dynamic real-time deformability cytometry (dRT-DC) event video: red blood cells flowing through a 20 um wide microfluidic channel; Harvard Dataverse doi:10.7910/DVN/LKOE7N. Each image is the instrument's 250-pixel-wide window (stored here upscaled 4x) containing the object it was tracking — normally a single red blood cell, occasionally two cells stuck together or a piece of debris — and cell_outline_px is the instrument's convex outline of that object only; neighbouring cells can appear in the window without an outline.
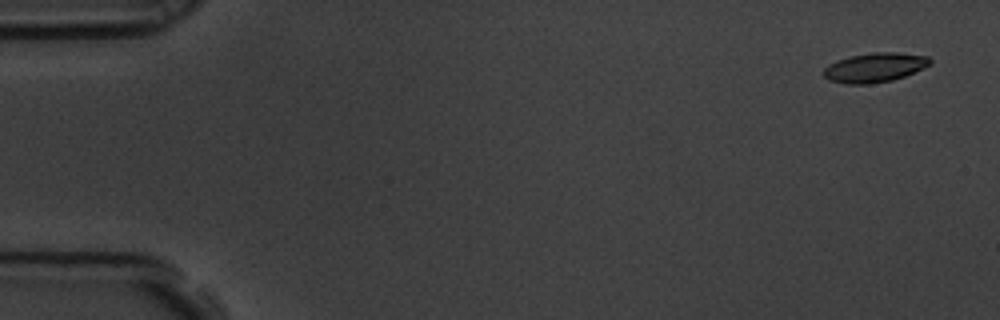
{"species": "common noctule bat (a hibernating species)", "species_latin": "Nyctalus noctula", "temperature_condition": "room temperature", "stored_images_in_passage": 11, "camera_frame_rate_fps": 3000, "um_per_image_px": 0.085, "animal": {"sex": "male", "body_mass_g": 19.5, "forearm_length_mm": 54.6}, "frame": {"image": 1, "passage_image": 1, "time_ms": 0.0, "image_size_px": [1000, 320], "cell_outline_px": [[932, 64], [924, 68], [904, 76], [892, 80], [872, 84], [844, 84], [828, 80], [824, 76], [824, 68], [828, 64], [836, 60], [852, 56], [872, 52], [896, 52], [928, 56], [932, 60]], "centroid_in_image_um": [74.35, 5.74], "position_along_channel_um": 10.6, "area_um2": 18.38}}
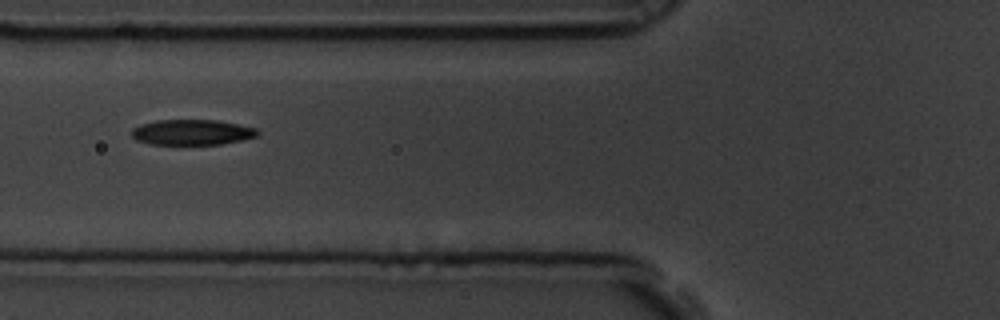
{"frame": {"image": 2, "passage_image": 6, "time_ms": 1.667, "image_size_px": [1000, 320], "cell_outline_px": [[260, 132], [256, 136], [244, 140], [220, 144], [148, 144], [136, 140], [132, 136], [132, 128], [140, 124], [156, 120], [220, 120], [256, 128]], "centroid_in_image_um": [16.32, 11.24], "position_along_channel_um": 109.5, "area_um2": 18.79}}
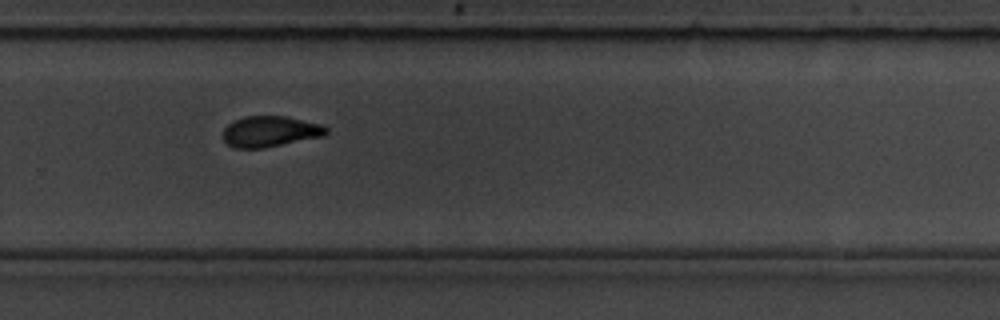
{"frame": {"image": 3, "passage_image": 11, "time_ms": 3.333, "image_size_px": [1000, 320], "cell_outline_px": [[328, 132], [324, 136], [264, 148], [232, 148], [224, 140], [224, 128], [228, 124], [244, 116], [284, 116], [320, 124], [328, 128]], "centroid_in_image_um": [22.96, 11.18], "position_along_channel_um": 306.8, "area_um2": 18.44}}